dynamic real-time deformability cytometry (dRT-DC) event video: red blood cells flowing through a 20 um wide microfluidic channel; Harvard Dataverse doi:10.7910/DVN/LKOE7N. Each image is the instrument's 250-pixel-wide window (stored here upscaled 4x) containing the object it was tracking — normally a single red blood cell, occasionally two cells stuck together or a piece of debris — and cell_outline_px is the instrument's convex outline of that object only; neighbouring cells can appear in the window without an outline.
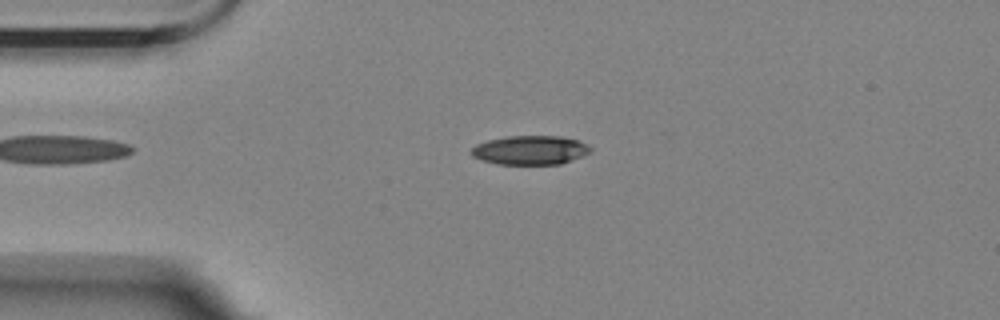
{"species": "Egyptian fruit bat (a non-hibernating species)", "species_latin": "Rousettus aegyptiacus", "temperature_condition": "room temperature", "stored_images_in_passage": 56, "camera_frame_rate_fps": 3000, "um_per_image_px": 0.085, "animal": {"sex": "female"}, "frame": {"image": 1, "passage_image": 12, "time_ms": 3.667, "image_size_px": [1000, 320], "cell_outline_px": [[592, 152], [560, 164], [496, 164], [472, 156], [468, 152], [476, 144], [488, 140], [508, 136], [560, 136], [580, 140], [592, 148]], "centroid_in_image_um": [45.07, 12.75], "position_along_channel_um": 39.9, "area_um2": 20.23}}
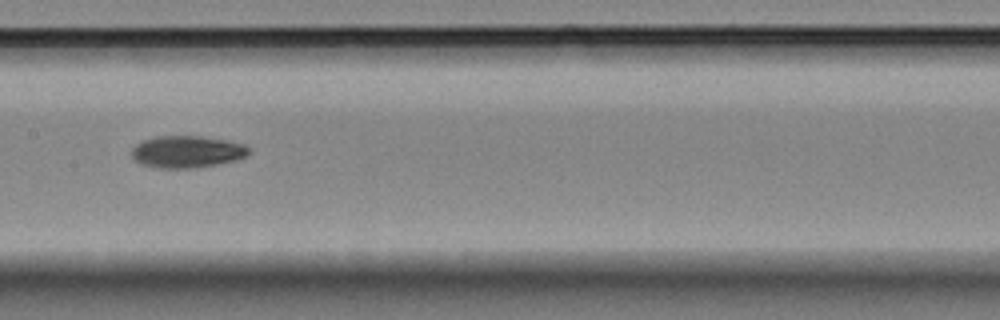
{"frame": {"image": 2, "passage_image": 27, "time_ms": 8.667, "image_size_px": [1000, 320], "cell_outline_px": [[252, 152], [236, 160], [216, 164], [188, 168], [160, 168], [144, 164], [136, 160], [132, 156], [132, 148], [136, 144], [144, 140], [156, 136], [200, 136], [228, 140], [244, 144]], "centroid_in_image_um": [15.91, 12.88], "position_along_channel_um": 191.5, "area_um2": 21.62}}
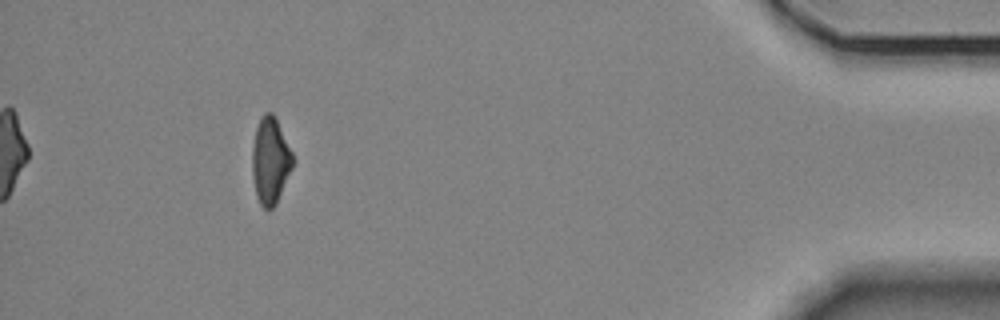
{"frame": {"image": 3, "passage_image": 51, "time_ms": 16.667, "image_size_px": [1000, 320], "cell_outline_px": [[292, 168], [276, 204], [268, 212], [260, 204], [256, 196], [252, 176], [252, 148], [256, 128], [260, 116], [264, 112], [272, 112], [276, 116], [292, 152]], "centroid_in_image_um": [22.96, 13.64], "position_along_channel_um": 412.2, "area_um2": 20.63}, "authors_computed_cell_mechanics": {"area_um2": 20.8658, "velocity_mm_per_s": 3.5146, "shape_relaxation_time_tau1_ms": 4.0485, "shape_relaxation_time_tau2_ms": null, "deformation_change_tau1": 0.163, "deformation_change_tau2": null}}